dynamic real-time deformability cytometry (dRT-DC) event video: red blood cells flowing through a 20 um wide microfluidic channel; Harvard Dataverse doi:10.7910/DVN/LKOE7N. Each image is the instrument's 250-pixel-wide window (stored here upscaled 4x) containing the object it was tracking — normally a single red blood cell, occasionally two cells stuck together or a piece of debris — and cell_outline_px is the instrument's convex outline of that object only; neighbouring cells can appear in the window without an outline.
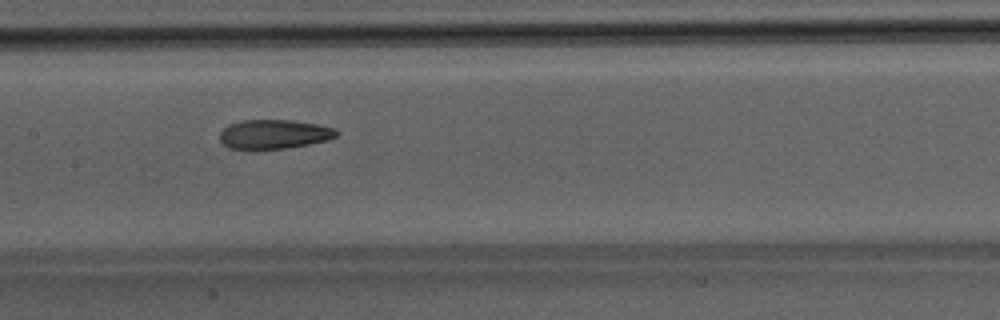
{"species": "Egyptian fruit bat (a non-hibernating species)", "species_latin": "Rousettus aegyptiacus", "temperature_condition": "room temperature", "stored_images_in_passage": 45, "camera_frame_rate_fps": 3000, "um_per_image_px": 0.085, "animal": {"sex": "male"}, "frame": {"image": 1, "passage_image": 22, "time_ms": 7.0, "image_size_px": [1000, 320], "cell_outline_px": [[340, 132], [336, 136], [328, 140], [288, 148], [228, 148], [220, 140], [220, 132], [228, 124], [244, 120], [292, 120], [316, 124], [336, 128]], "centroid_in_image_um": [23.32, 11.39], "position_along_channel_um": 184.1, "area_um2": 19.71}}
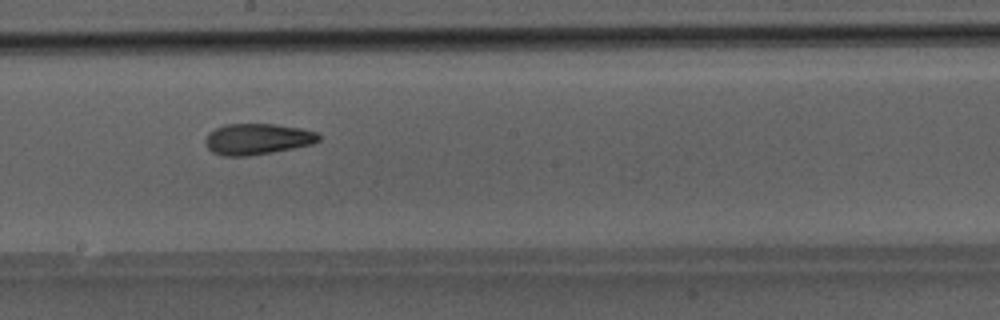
{"frame": {"image": 2, "passage_image": 25, "time_ms": 8.0, "image_size_px": [1000, 320], "cell_outline_px": [[320, 140], [312, 144], [272, 152], [248, 156], [224, 156], [212, 152], [204, 144], [204, 140], [208, 132], [224, 124], [272, 124], [300, 128], [316, 132], [320, 136]], "centroid_in_image_um": [21.83, 11.82], "position_along_channel_um": 226.4, "area_um2": 20.52}}
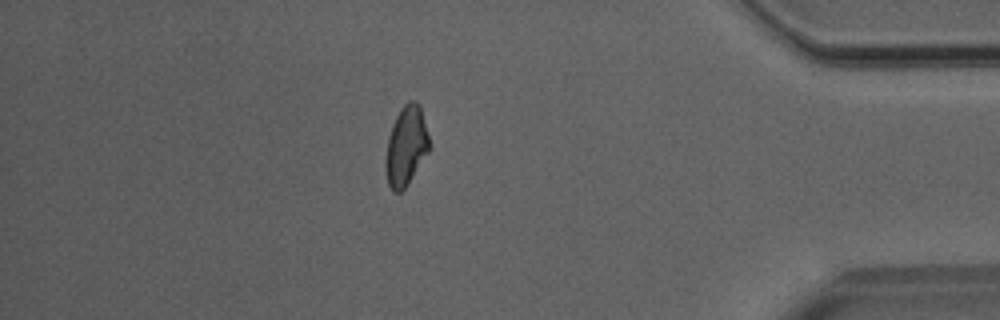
{"frame": {"image": 3, "passage_image": 40, "time_ms": 13.0, "image_size_px": [1000, 320], "cell_outline_px": [[432, 148], [408, 184], [400, 192], [392, 192], [388, 184], [384, 160], [388, 136], [392, 124], [400, 108], [408, 100], [416, 100], [420, 104], [432, 144]], "centroid_in_image_um": [34.55, 12.39], "position_along_channel_um": 400.7, "area_um2": 20.92}}